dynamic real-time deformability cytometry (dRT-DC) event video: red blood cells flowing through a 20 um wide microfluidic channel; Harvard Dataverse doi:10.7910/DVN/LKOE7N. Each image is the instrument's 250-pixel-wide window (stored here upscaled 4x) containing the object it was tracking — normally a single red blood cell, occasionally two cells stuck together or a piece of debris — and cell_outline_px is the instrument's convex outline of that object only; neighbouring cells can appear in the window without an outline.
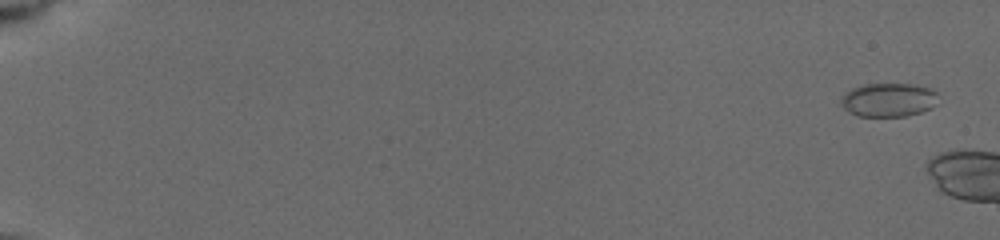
{"species": "common noctule bat (a hibernating species)", "species_latin": "Nyctalus noctula", "temperature_condition": "cold", "stored_images_in_passage": 9, "camera_frame_rate_fps": 3000, "um_per_image_px": 0.085, "animal": {"sex": "female", "body_mass_g": 19.5, "forearm_length_mm": 54.1}, "frame": {"image": 1, "passage_image": 2, "time_ms": 0.667, "image_size_px": [1000, 240], "cell_outline_px": [[936, 104], [932, 108], [908, 116], [856, 116], [848, 112], [840, 104], [840, 96], [844, 92], [852, 88], [864, 84], [912, 84], [932, 88], [936, 92]], "centroid_in_image_um": [75.48, 8.49], "position_along_channel_um": 9.5, "area_um2": 19.36}}